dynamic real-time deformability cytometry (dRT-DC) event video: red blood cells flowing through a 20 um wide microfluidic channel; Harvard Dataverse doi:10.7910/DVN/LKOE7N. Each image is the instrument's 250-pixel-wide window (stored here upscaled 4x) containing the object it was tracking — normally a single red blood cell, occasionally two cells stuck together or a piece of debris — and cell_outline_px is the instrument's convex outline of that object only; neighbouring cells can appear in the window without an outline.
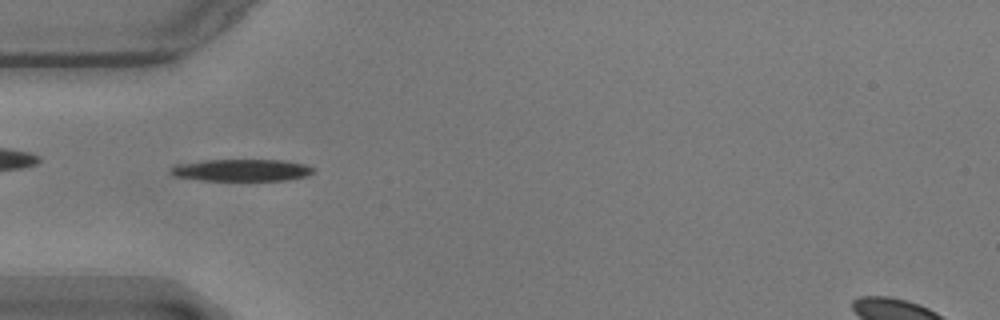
{"species": "common noctule bat (a hibernating species)", "species_latin": "Nyctalus noctula", "temperature_condition": "warm", "stored_images_in_passage": 55, "camera_frame_rate_fps": 3000, "um_per_image_px": 0.085, "animal": {"sex": "male", "body_mass_g": 17.9}, "frame": {"image": 1, "passage_image": 16, "time_ms": 5.0, "image_size_px": [1000, 320], "cell_outline_px": [[312, 172], [308, 176], [284, 180], [204, 180], [172, 176], [168, 172], [176, 164], [204, 160], [284, 160], [304, 164], [312, 168]], "centroid_in_image_um": [20.49, 14.46], "position_along_channel_um": 64.5, "area_um2": 18.15}}
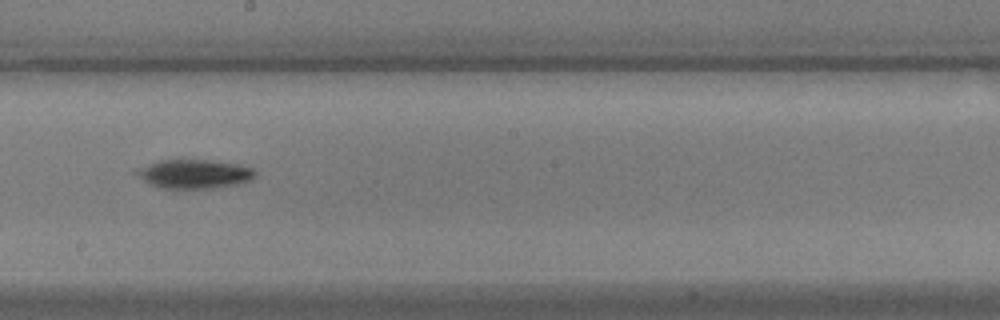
{"frame": {"image": 2, "passage_image": 30, "time_ms": 9.667, "image_size_px": [1000, 320], "cell_outline_px": [[256, 176], [248, 180], [236, 184], [204, 188], [160, 188], [144, 180], [136, 172], [148, 164], [160, 160], [208, 160], [236, 164], [252, 168], [256, 172]], "centroid_in_image_um": [16.54, 14.78], "position_along_channel_um": 231.7, "area_um2": 19.31}}
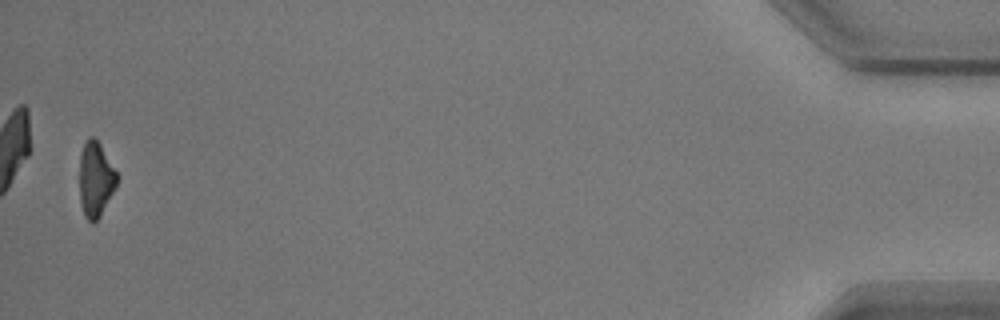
{"frame": {"image": 3, "passage_image": 54, "time_ms": 17.667, "image_size_px": [1000, 320], "cell_outline_px": [[120, 176], [100, 216], [92, 224], [84, 216], [80, 204], [80, 152], [88, 136], [92, 136], [100, 144]], "centroid_in_image_um": [8.12, 15.23], "position_along_channel_um": 427.1, "area_um2": 16.36}, "authors_computed_cell_mechanics": {"area_um2": 17.9758, "velocity_mm_per_s": 3.5814, "shape_relaxation_time_tau1_ms": 3.5508, "shape_relaxation_time_tau2_ms": null, "deformation_change_tau1": 0.1521, "deformation_change_tau2": null}}